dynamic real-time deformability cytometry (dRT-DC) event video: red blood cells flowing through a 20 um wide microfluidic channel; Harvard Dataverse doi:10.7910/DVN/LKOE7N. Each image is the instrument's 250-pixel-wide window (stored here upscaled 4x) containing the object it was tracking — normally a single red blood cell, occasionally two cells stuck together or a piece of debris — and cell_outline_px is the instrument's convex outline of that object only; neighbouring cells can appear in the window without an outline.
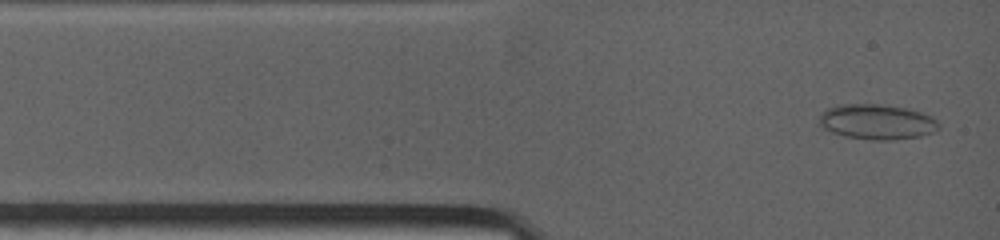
{"species": "common noctule bat (a hibernating species)", "species_latin": "Nyctalus noctula", "temperature_condition": "warm", "stored_images_in_passage": 48, "camera_frame_rate_fps": 4500, "um_per_image_px": 0.085, "animal": {"sex": "female", "body_mass_g": 19.0, "forearm_length_mm": 53.3}, "frame": {"image": 1, "passage_image": 2, "time_ms": 0.222, "image_size_px": [1000, 240], "cell_outline_px": [[940, 128], [932, 132], [920, 136], [892, 140], [872, 140], [844, 136], [832, 132], [824, 128], [820, 124], [820, 112], [828, 108], [844, 104], [876, 104], [908, 108], [932, 116], [940, 124]], "centroid_in_image_um": [74.55, 10.36], "position_along_channel_um": 10.4, "area_um2": 24.45}}
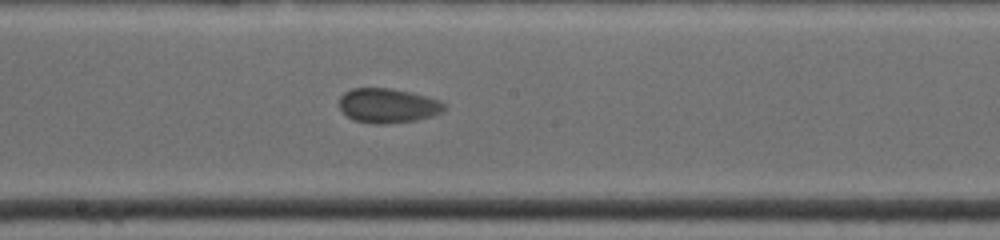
{"frame": {"image": 2, "passage_image": 22, "time_ms": 6.444, "image_size_px": [1000, 240], "cell_outline_px": [[448, 108], [432, 116], [416, 120], [384, 124], [376, 124], [356, 120], [348, 116], [340, 108], [340, 96], [344, 92], [352, 88], [392, 88], [412, 92], [428, 96], [440, 100]], "centroid_in_image_um": [33.0, 8.96], "position_along_channel_um": 215.2, "area_um2": 21.15}}
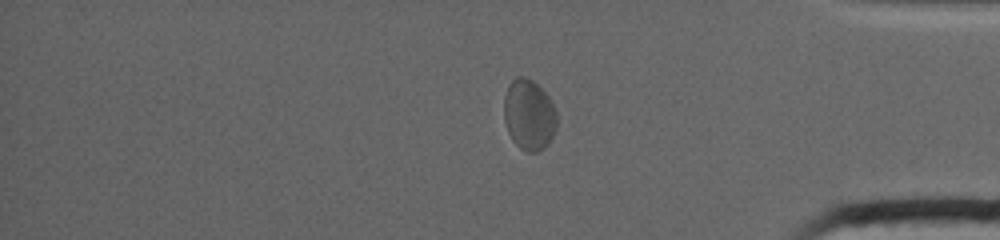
{"frame": {"image": 3, "passage_image": 41, "time_ms": 11.556, "image_size_px": [1000, 240], "cell_outline_px": [[556, 132], [548, 144], [544, 148], [536, 152], [528, 152], [520, 148], [512, 140], [508, 132], [504, 120], [504, 96], [508, 84], [516, 76], [524, 76], [532, 80], [548, 96], [556, 112]], "centroid_in_image_um": [44.95, 9.76], "position_along_channel_um": 390.2, "area_um2": 21.91}}